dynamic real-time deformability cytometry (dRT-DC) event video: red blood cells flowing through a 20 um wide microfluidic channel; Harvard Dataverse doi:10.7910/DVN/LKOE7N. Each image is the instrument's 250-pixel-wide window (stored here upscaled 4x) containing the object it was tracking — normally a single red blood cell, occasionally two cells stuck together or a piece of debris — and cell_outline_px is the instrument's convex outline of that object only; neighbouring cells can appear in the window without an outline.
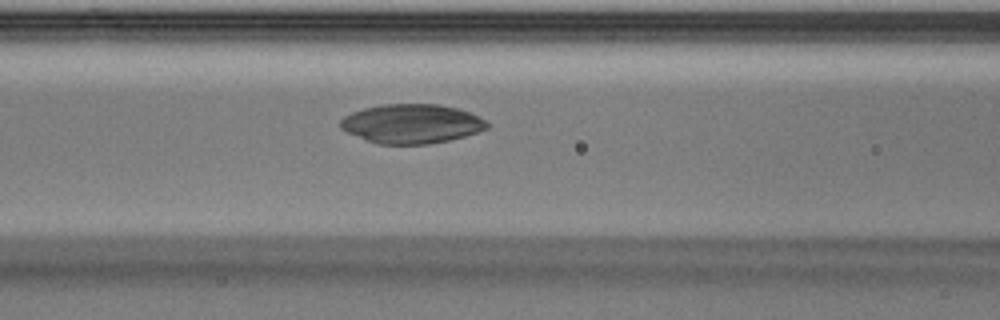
{"species": "Egyptian fruit bat (a non-hibernating species)", "species_latin": "Rousettus aegyptiacus", "temperature_condition": "warm", "stored_images_in_passage": 15, "camera_frame_rate_fps": 3000, "um_per_image_px": 0.085, "animal": {"sex": "male"}, "frame": {"image": 1, "passage_image": 11, "time_ms": 3.333, "image_size_px": [1000, 320], "cell_outline_px": [[488, 128], [464, 136], [448, 140], [428, 144], [376, 144], [348, 132], [340, 128], [340, 120], [344, 116], [352, 112], [364, 108], [384, 104], [436, 104], [456, 108], [472, 112], [484, 120], [488, 124]], "centroid_in_image_um": [34.97, 10.51], "position_along_channel_um": 131.6, "area_um2": 33.35}}
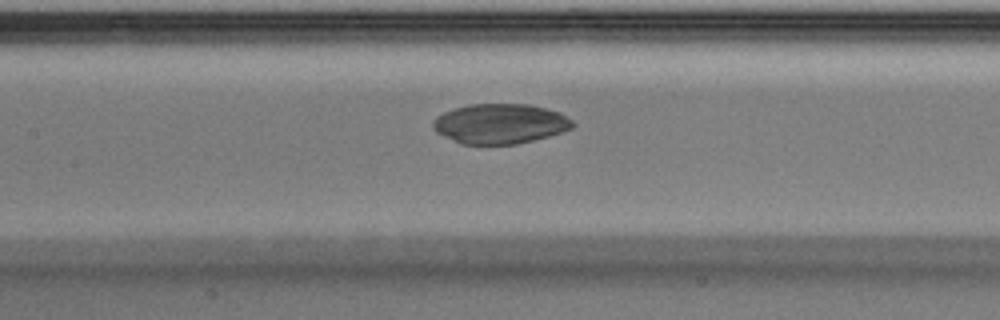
{"frame": {"image": 2, "passage_image": 13, "time_ms": 4.0, "image_size_px": [1000, 320], "cell_outline_px": [[576, 124], [572, 128], [564, 132], [516, 144], [460, 144], [436, 132], [432, 128], [432, 120], [436, 116], [444, 112], [468, 104], [528, 104], [560, 112], [572, 120]], "centroid_in_image_um": [42.5, 10.52], "position_along_channel_um": 164.9, "area_um2": 32.6}}